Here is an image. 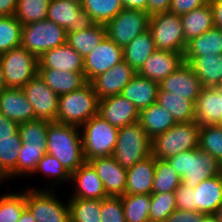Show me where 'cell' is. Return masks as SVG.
<instances>
[{
  "mask_svg": "<svg viewBox=\"0 0 222 222\" xmlns=\"http://www.w3.org/2000/svg\"><path fill=\"white\" fill-rule=\"evenodd\" d=\"M46 153L58 159L70 173L76 171L85 162L80 127L51 122Z\"/></svg>",
  "mask_w": 222,
  "mask_h": 222,
  "instance_id": "cell-1",
  "label": "cell"
},
{
  "mask_svg": "<svg viewBox=\"0 0 222 222\" xmlns=\"http://www.w3.org/2000/svg\"><path fill=\"white\" fill-rule=\"evenodd\" d=\"M166 160L181 177L182 184L191 189L201 181L221 174L222 164L199 148L181 152Z\"/></svg>",
  "mask_w": 222,
  "mask_h": 222,
  "instance_id": "cell-2",
  "label": "cell"
},
{
  "mask_svg": "<svg viewBox=\"0 0 222 222\" xmlns=\"http://www.w3.org/2000/svg\"><path fill=\"white\" fill-rule=\"evenodd\" d=\"M99 99L88 82L84 87L59 96L56 122L81 127L98 115Z\"/></svg>",
  "mask_w": 222,
  "mask_h": 222,
  "instance_id": "cell-3",
  "label": "cell"
},
{
  "mask_svg": "<svg viewBox=\"0 0 222 222\" xmlns=\"http://www.w3.org/2000/svg\"><path fill=\"white\" fill-rule=\"evenodd\" d=\"M152 155V140L139 122L126 125L118 130L113 157L124 168L134 166Z\"/></svg>",
  "mask_w": 222,
  "mask_h": 222,
  "instance_id": "cell-4",
  "label": "cell"
},
{
  "mask_svg": "<svg viewBox=\"0 0 222 222\" xmlns=\"http://www.w3.org/2000/svg\"><path fill=\"white\" fill-rule=\"evenodd\" d=\"M200 124L195 121L176 123L152 139V155L168 159L181 152L198 148Z\"/></svg>",
  "mask_w": 222,
  "mask_h": 222,
  "instance_id": "cell-5",
  "label": "cell"
},
{
  "mask_svg": "<svg viewBox=\"0 0 222 222\" xmlns=\"http://www.w3.org/2000/svg\"><path fill=\"white\" fill-rule=\"evenodd\" d=\"M118 130L101 116L91 117L80 127L85 161L112 156Z\"/></svg>",
  "mask_w": 222,
  "mask_h": 222,
  "instance_id": "cell-6",
  "label": "cell"
},
{
  "mask_svg": "<svg viewBox=\"0 0 222 222\" xmlns=\"http://www.w3.org/2000/svg\"><path fill=\"white\" fill-rule=\"evenodd\" d=\"M65 43L67 31L48 19L23 25L21 45L37 58Z\"/></svg>",
  "mask_w": 222,
  "mask_h": 222,
  "instance_id": "cell-7",
  "label": "cell"
},
{
  "mask_svg": "<svg viewBox=\"0 0 222 222\" xmlns=\"http://www.w3.org/2000/svg\"><path fill=\"white\" fill-rule=\"evenodd\" d=\"M0 64L8 88L22 89L38 74V58L22 45L1 54Z\"/></svg>",
  "mask_w": 222,
  "mask_h": 222,
  "instance_id": "cell-8",
  "label": "cell"
},
{
  "mask_svg": "<svg viewBox=\"0 0 222 222\" xmlns=\"http://www.w3.org/2000/svg\"><path fill=\"white\" fill-rule=\"evenodd\" d=\"M55 190L26 188V208L37 222H70L68 201L62 202Z\"/></svg>",
  "mask_w": 222,
  "mask_h": 222,
  "instance_id": "cell-9",
  "label": "cell"
},
{
  "mask_svg": "<svg viewBox=\"0 0 222 222\" xmlns=\"http://www.w3.org/2000/svg\"><path fill=\"white\" fill-rule=\"evenodd\" d=\"M148 30L157 49L184 55L187 43L180 16L170 12L152 15Z\"/></svg>",
  "mask_w": 222,
  "mask_h": 222,
  "instance_id": "cell-10",
  "label": "cell"
},
{
  "mask_svg": "<svg viewBox=\"0 0 222 222\" xmlns=\"http://www.w3.org/2000/svg\"><path fill=\"white\" fill-rule=\"evenodd\" d=\"M150 16L147 12L123 8L112 20L106 23V36L124 48L135 37L149 29Z\"/></svg>",
  "mask_w": 222,
  "mask_h": 222,
  "instance_id": "cell-11",
  "label": "cell"
},
{
  "mask_svg": "<svg viewBox=\"0 0 222 222\" xmlns=\"http://www.w3.org/2000/svg\"><path fill=\"white\" fill-rule=\"evenodd\" d=\"M47 19L60 25L67 33L87 30L96 24L81 4L68 0H51Z\"/></svg>",
  "mask_w": 222,
  "mask_h": 222,
  "instance_id": "cell-12",
  "label": "cell"
},
{
  "mask_svg": "<svg viewBox=\"0 0 222 222\" xmlns=\"http://www.w3.org/2000/svg\"><path fill=\"white\" fill-rule=\"evenodd\" d=\"M36 119L56 122L59 96L37 74L22 88Z\"/></svg>",
  "mask_w": 222,
  "mask_h": 222,
  "instance_id": "cell-13",
  "label": "cell"
},
{
  "mask_svg": "<svg viewBox=\"0 0 222 222\" xmlns=\"http://www.w3.org/2000/svg\"><path fill=\"white\" fill-rule=\"evenodd\" d=\"M124 60L123 48L107 36L89 53L83 62L88 82Z\"/></svg>",
  "mask_w": 222,
  "mask_h": 222,
  "instance_id": "cell-14",
  "label": "cell"
},
{
  "mask_svg": "<svg viewBox=\"0 0 222 222\" xmlns=\"http://www.w3.org/2000/svg\"><path fill=\"white\" fill-rule=\"evenodd\" d=\"M203 85L189 63L183 62L167 78L159 84V91H167L183 96L187 100L196 101Z\"/></svg>",
  "mask_w": 222,
  "mask_h": 222,
  "instance_id": "cell-15",
  "label": "cell"
},
{
  "mask_svg": "<svg viewBox=\"0 0 222 222\" xmlns=\"http://www.w3.org/2000/svg\"><path fill=\"white\" fill-rule=\"evenodd\" d=\"M136 74L137 71L123 60L106 72L93 78L90 84L98 99L101 100L109 96L119 95Z\"/></svg>",
  "mask_w": 222,
  "mask_h": 222,
  "instance_id": "cell-16",
  "label": "cell"
},
{
  "mask_svg": "<svg viewBox=\"0 0 222 222\" xmlns=\"http://www.w3.org/2000/svg\"><path fill=\"white\" fill-rule=\"evenodd\" d=\"M100 178L107 196L120 197L125 194L127 169L117 163L113 156L88 161Z\"/></svg>",
  "mask_w": 222,
  "mask_h": 222,
  "instance_id": "cell-17",
  "label": "cell"
},
{
  "mask_svg": "<svg viewBox=\"0 0 222 222\" xmlns=\"http://www.w3.org/2000/svg\"><path fill=\"white\" fill-rule=\"evenodd\" d=\"M98 115L117 129L139 120L137 108L121 94L99 100Z\"/></svg>",
  "mask_w": 222,
  "mask_h": 222,
  "instance_id": "cell-18",
  "label": "cell"
},
{
  "mask_svg": "<svg viewBox=\"0 0 222 222\" xmlns=\"http://www.w3.org/2000/svg\"><path fill=\"white\" fill-rule=\"evenodd\" d=\"M183 62L182 54L157 49L148 57L137 74L160 84Z\"/></svg>",
  "mask_w": 222,
  "mask_h": 222,
  "instance_id": "cell-19",
  "label": "cell"
},
{
  "mask_svg": "<svg viewBox=\"0 0 222 222\" xmlns=\"http://www.w3.org/2000/svg\"><path fill=\"white\" fill-rule=\"evenodd\" d=\"M70 182L75 185L70 198L102 200L108 197L98 174L88 161L71 173Z\"/></svg>",
  "mask_w": 222,
  "mask_h": 222,
  "instance_id": "cell-20",
  "label": "cell"
},
{
  "mask_svg": "<svg viewBox=\"0 0 222 222\" xmlns=\"http://www.w3.org/2000/svg\"><path fill=\"white\" fill-rule=\"evenodd\" d=\"M84 58L67 43L50 49L38 58V68L63 72H84Z\"/></svg>",
  "mask_w": 222,
  "mask_h": 222,
  "instance_id": "cell-21",
  "label": "cell"
},
{
  "mask_svg": "<svg viewBox=\"0 0 222 222\" xmlns=\"http://www.w3.org/2000/svg\"><path fill=\"white\" fill-rule=\"evenodd\" d=\"M0 113L17 123L36 120L32 105L18 88L7 87L0 93Z\"/></svg>",
  "mask_w": 222,
  "mask_h": 222,
  "instance_id": "cell-22",
  "label": "cell"
},
{
  "mask_svg": "<svg viewBox=\"0 0 222 222\" xmlns=\"http://www.w3.org/2000/svg\"><path fill=\"white\" fill-rule=\"evenodd\" d=\"M194 211L214 214L222 203V176H213L201 181L193 189Z\"/></svg>",
  "mask_w": 222,
  "mask_h": 222,
  "instance_id": "cell-23",
  "label": "cell"
},
{
  "mask_svg": "<svg viewBox=\"0 0 222 222\" xmlns=\"http://www.w3.org/2000/svg\"><path fill=\"white\" fill-rule=\"evenodd\" d=\"M194 121L200 126L219 125L222 121V97L214 87H203L195 101Z\"/></svg>",
  "mask_w": 222,
  "mask_h": 222,
  "instance_id": "cell-24",
  "label": "cell"
},
{
  "mask_svg": "<svg viewBox=\"0 0 222 222\" xmlns=\"http://www.w3.org/2000/svg\"><path fill=\"white\" fill-rule=\"evenodd\" d=\"M156 158L151 155L127 168L125 194H152Z\"/></svg>",
  "mask_w": 222,
  "mask_h": 222,
  "instance_id": "cell-25",
  "label": "cell"
},
{
  "mask_svg": "<svg viewBox=\"0 0 222 222\" xmlns=\"http://www.w3.org/2000/svg\"><path fill=\"white\" fill-rule=\"evenodd\" d=\"M38 75L58 96L80 89L88 83L84 72H63L52 68H38Z\"/></svg>",
  "mask_w": 222,
  "mask_h": 222,
  "instance_id": "cell-26",
  "label": "cell"
},
{
  "mask_svg": "<svg viewBox=\"0 0 222 222\" xmlns=\"http://www.w3.org/2000/svg\"><path fill=\"white\" fill-rule=\"evenodd\" d=\"M158 91L159 83L136 74L120 94L140 111L156 103Z\"/></svg>",
  "mask_w": 222,
  "mask_h": 222,
  "instance_id": "cell-27",
  "label": "cell"
},
{
  "mask_svg": "<svg viewBox=\"0 0 222 222\" xmlns=\"http://www.w3.org/2000/svg\"><path fill=\"white\" fill-rule=\"evenodd\" d=\"M201 80L203 87H215L222 82V53L200 57H183Z\"/></svg>",
  "mask_w": 222,
  "mask_h": 222,
  "instance_id": "cell-28",
  "label": "cell"
},
{
  "mask_svg": "<svg viewBox=\"0 0 222 222\" xmlns=\"http://www.w3.org/2000/svg\"><path fill=\"white\" fill-rule=\"evenodd\" d=\"M138 122L151 140L176 124L171 113L158 103H153L149 107L140 110Z\"/></svg>",
  "mask_w": 222,
  "mask_h": 222,
  "instance_id": "cell-29",
  "label": "cell"
},
{
  "mask_svg": "<svg viewBox=\"0 0 222 222\" xmlns=\"http://www.w3.org/2000/svg\"><path fill=\"white\" fill-rule=\"evenodd\" d=\"M180 20L186 43L215 27L210 3L181 15Z\"/></svg>",
  "mask_w": 222,
  "mask_h": 222,
  "instance_id": "cell-30",
  "label": "cell"
},
{
  "mask_svg": "<svg viewBox=\"0 0 222 222\" xmlns=\"http://www.w3.org/2000/svg\"><path fill=\"white\" fill-rule=\"evenodd\" d=\"M222 53V30L216 27L187 42L183 57H200Z\"/></svg>",
  "mask_w": 222,
  "mask_h": 222,
  "instance_id": "cell-31",
  "label": "cell"
},
{
  "mask_svg": "<svg viewBox=\"0 0 222 222\" xmlns=\"http://www.w3.org/2000/svg\"><path fill=\"white\" fill-rule=\"evenodd\" d=\"M156 45L149 30L135 37L123 48L124 61L138 71L148 57L156 51Z\"/></svg>",
  "mask_w": 222,
  "mask_h": 222,
  "instance_id": "cell-32",
  "label": "cell"
},
{
  "mask_svg": "<svg viewBox=\"0 0 222 222\" xmlns=\"http://www.w3.org/2000/svg\"><path fill=\"white\" fill-rule=\"evenodd\" d=\"M156 103L170 112L176 123L192 122L195 117V101L167 91H158Z\"/></svg>",
  "mask_w": 222,
  "mask_h": 222,
  "instance_id": "cell-33",
  "label": "cell"
},
{
  "mask_svg": "<svg viewBox=\"0 0 222 222\" xmlns=\"http://www.w3.org/2000/svg\"><path fill=\"white\" fill-rule=\"evenodd\" d=\"M21 146L18 132L12 138H0V179L3 182L17 176V159Z\"/></svg>",
  "mask_w": 222,
  "mask_h": 222,
  "instance_id": "cell-34",
  "label": "cell"
},
{
  "mask_svg": "<svg viewBox=\"0 0 222 222\" xmlns=\"http://www.w3.org/2000/svg\"><path fill=\"white\" fill-rule=\"evenodd\" d=\"M105 37V26L103 24H95L87 30L67 33V44L85 58Z\"/></svg>",
  "mask_w": 222,
  "mask_h": 222,
  "instance_id": "cell-35",
  "label": "cell"
},
{
  "mask_svg": "<svg viewBox=\"0 0 222 222\" xmlns=\"http://www.w3.org/2000/svg\"><path fill=\"white\" fill-rule=\"evenodd\" d=\"M126 222H149L151 194L120 196Z\"/></svg>",
  "mask_w": 222,
  "mask_h": 222,
  "instance_id": "cell-36",
  "label": "cell"
},
{
  "mask_svg": "<svg viewBox=\"0 0 222 222\" xmlns=\"http://www.w3.org/2000/svg\"><path fill=\"white\" fill-rule=\"evenodd\" d=\"M81 7L96 24L105 25L123 8L122 0H83Z\"/></svg>",
  "mask_w": 222,
  "mask_h": 222,
  "instance_id": "cell-37",
  "label": "cell"
},
{
  "mask_svg": "<svg viewBox=\"0 0 222 222\" xmlns=\"http://www.w3.org/2000/svg\"><path fill=\"white\" fill-rule=\"evenodd\" d=\"M70 222H101V200L69 198Z\"/></svg>",
  "mask_w": 222,
  "mask_h": 222,
  "instance_id": "cell-38",
  "label": "cell"
},
{
  "mask_svg": "<svg viewBox=\"0 0 222 222\" xmlns=\"http://www.w3.org/2000/svg\"><path fill=\"white\" fill-rule=\"evenodd\" d=\"M181 183V177L167 160L156 158L152 193H174Z\"/></svg>",
  "mask_w": 222,
  "mask_h": 222,
  "instance_id": "cell-39",
  "label": "cell"
},
{
  "mask_svg": "<svg viewBox=\"0 0 222 222\" xmlns=\"http://www.w3.org/2000/svg\"><path fill=\"white\" fill-rule=\"evenodd\" d=\"M38 173L51 177V181L47 185L48 188H42V190H56L55 187L60 183L70 182L71 173L63 167L58 159L47 153L40 159L31 176Z\"/></svg>",
  "mask_w": 222,
  "mask_h": 222,
  "instance_id": "cell-40",
  "label": "cell"
},
{
  "mask_svg": "<svg viewBox=\"0 0 222 222\" xmlns=\"http://www.w3.org/2000/svg\"><path fill=\"white\" fill-rule=\"evenodd\" d=\"M22 28L14 15L0 16V55L21 45Z\"/></svg>",
  "mask_w": 222,
  "mask_h": 222,
  "instance_id": "cell-41",
  "label": "cell"
},
{
  "mask_svg": "<svg viewBox=\"0 0 222 222\" xmlns=\"http://www.w3.org/2000/svg\"><path fill=\"white\" fill-rule=\"evenodd\" d=\"M51 0H17L14 16L22 25L47 19Z\"/></svg>",
  "mask_w": 222,
  "mask_h": 222,
  "instance_id": "cell-42",
  "label": "cell"
},
{
  "mask_svg": "<svg viewBox=\"0 0 222 222\" xmlns=\"http://www.w3.org/2000/svg\"><path fill=\"white\" fill-rule=\"evenodd\" d=\"M47 145L22 143L17 159V176H31L38 162L46 154Z\"/></svg>",
  "mask_w": 222,
  "mask_h": 222,
  "instance_id": "cell-43",
  "label": "cell"
},
{
  "mask_svg": "<svg viewBox=\"0 0 222 222\" xmlns=\"http://www.w3.org/2000/svg\"><path fill=\"white\" fill-rule=\"evenodd\" d=\"M198 148L222 164V128L219 125L200 126Z\"/></svg>",
  "mask_w": 222,
  "mask_h": 222,
  "instance_id": "cell-44",
  "label": "cell"
},
{
  "mask_svg": "<svg viewBox=\"0 0 222 222\" xmlns=\"http://www.w3.org/2000/svg\"><path fill=\"white\" fill-rule=\"evenodd\" d=\"M26 208V189L0 196V222H17Z\"/></svg>",
  "mask_w": 222,
  "mask_h": 222,
  "instance_id": "cell-45",
  "label": "cell"
},
{
  "mask_svg": "<svg viewBox=\"0 0 222 222\" xmlns=\"http://www.w3.org/2000/svg\"><path fill=\"white\" fill-rule=\"evenodd\" d=\"M50 123L39 119L19 123L18 133L22 143L47 145V130Z\"/></svg>",
  "mask_w": 222,
  "mask_h": 222,
  "instance_id": "cell-46",
  "label": "cell"
},
{
  "mask_svg": "<svg viewBox=\"0 0 222 222\" xmlns=\"http://www.w3.org/2000/svg\"><path fill=\"white\" fill-rule=\"evenodd\" d=\"M150 204V221H167L168 216L177 209L174 193H152Z\"/></svg>",
  "mask_w": 222,
  "mask_h": 222,
  "instance_id": "cell-47",
  "label": "cell"
},
{
  "mask_svg": "<svg viewBox=\"0 0 222 222\" xmlns=\"http://www.w3.org/2000/svg\"><path fill=\"white\" fill-rule=\"evenodd\" d=\"M101 222H126L121 197L108 196L101 200Z\"/></svg>",
  "mask_w": 222,
  "mask_h": 222,
  "instance_id": "cell-48",
  "label": "cell"
},
{
  "mask_svg": "<svg viewBox=\"0 0 222 222\" xmlns=\"http://www.w3.org/2000/svg\"><path fill=\"white\" fill-rule=\"evenodd\" d=\"M174 195L177 209L194 211L193 189L181 183L174 192Z\"/></svg>",
  "mask_w": 222,
  "mask_h": 222,
  "instance_id": "cell-49",
  "label": "cell"
},
{
  "mask_svg": "<svg viewBox=\"0 0 222 222\" xmlns=\"http://www.w3.org/2000/svg\"><path fill=\"white\" fill-rule=\"evenodd\" d=\"M209 3V0H171L169 12L181 16Z\"/></svg>",
  "mask_w": 222,
  "mask_h": 222,
  "instance_id": "cell-50",
  "label": "cell"
},
{
  "mask_svg": "<svg viewBox=\"0 0 222 222\" xmlns=\"http://www.w3.org/2000/svg\"><path fill=\"white\" fill-rule=\"evenodd\" d=\"M202 215L198 211L176 209L168 216L167 222H200Z\"/></svg>",
  "mask_w": 222,
  "mask_h": 222,
  "instance_id": "cell-51",
  "label": "cell"
},
{
  "mask_svg": "<svg viewBox=\"0 0 222 222\" xmlns=\"http://www.w3.org/2000/svg\"><path fill=\"white\" fill-rule=\"evenodd\" d=\"M19 123L0 113V138H12L18 132Z\"/></svg>",
  "mask_w": 222,
  "mask_h": 222,
  "instance_id": "cell-52",
  "label": "cell"
},
{
  "mask_svg": "<svg viewBox=\"0 0 222 222\" xmlns=\"http://www.w3.org/2000/svg\"><path fill=\"white\" fill-rule=\"evenodd\" d=\"M171 0H148L147 1V13L149 16L167 13L169 12V7Z\"/></svg>",
  "mask_w": 222,
  "mask_h": 222,
  "instance_id": "cell-53",
  "label": "cell"
},
{
  "mask_svg": "<svg viewBox=\"0 0 222 222\" xmlns=\"http://www.w3.org/2000/svg\"><path fill=\"white\" fill-rule=\"evenodd\" d=\"M213 10L214 26L222 30V0H209Z\"/></svg>",
  "mask_w": 222,
  "mask_h": 222,
  "instance_id": "cell-54",
  "label": "cell"
},
{
  "mask_svg": "<svg viewBox=\"0 0 222 222\" xmlns=\"http://www.w3.org/2000/svg\"><path fill=\"white\" fill-rule=\"evenodd\" d=\"M17 7V0H0V16L14 15Z\"/></svg>",
  "mask_w": 222,
  "mask_h": 222,
  "instance_id": "cell-55",
  "label": "cell"
},
{
  "mask_svg": "<svg viewBox=\"0 0 222 222\" xmlns=\"http://www.w3.org/2000/svg\"><path fill=\"white\" fill-rule=\"evenodd\" d=\"M148 0H122L124 8L147 12Z\"/></svg>",
  "mask_w": 222,
  "mask_h": 222,
  "instance_id": "cell-56",
  "label": "cell"
},
{
  "mask_svg": "<svg viewBox=\"0 0 222 222\" xmlns=\"http://www.w3.org/2000/svg\"><path fill=\"white\" fill-rule=\"evenodd\" d=\"M17 222H37L30 211L25 208Z\"/></svg>",
  "mask_w": 222,
  "mask_h": 222,
  "instance_id": "cell-57",
  "label": "cell"
},
{
  "mask_svg": "<svg viewBox=\"0 0 222 222\" xmlns=\"http://www.w3.org/2000/svg\"><path fill=\"white\" fill-rule=\"evenodd\" d=\"M200 222H220L217 215L214 214H203Z\"/></svg>",
  "mask_w": 222,
  "mask_h": 222,
  "instance_id": "cell-58",
  "label": "cell"
},
{
  "mask_svg": "<svg viewBox=\"0 0 222 222\" xmlns=\"http://www.w3.org/2000/svg\"><path fill=\"white\" fill-rule=\"evenodd\" d=\"M5 88H7V85H6L5 77H4V74H3V71H2V67H1V64H0V93Z\"/></svg>",
  "mask_w": 222,
  "mask_h": 222,
  "instance_id": "cell-59",
  "label": "cell"
},
{
  "mask_svg": "<svg viewBox=\"0 0 222 222\" xmlns=\"http://www.w3.org/2000/svg\"><path fill=\"white\" fill-rule=\"evenodd\" d=\"M219 219L220 222H222V203L221 205L218 207L217 212L215 213Z\"/></svg>",
  "mask_w": 222,
  "mask_h": 222,
  "instance_id": "cell-60",
  "label": "cell"
},
{
  "mask_svg": "<svg viewBox=\"0 0 222 222\" xmlns=\"http://www.w3.org/2000/svg\"><path fill=\"white\" fill-rule=\"evenodd\" d=\"M216 91L221 95L222 97V82H220L219 84H217L215 87Z\"/></svg>",
  "mask_w": 222,
  "mask_h": 222,
  "instance_id": "cell-61",
  "label": "cell"
},
{
  "mask_svg": "<svg viewBox=\"0 0 222 222\" xmlns=\"http://www.w3.org/2000/svg\"><path fill=\"white\" fill-rule=\"evenodd\" d=\"M68 1H73V2H76V3L82 4L83 0H68Z\"/></svg>",
  "mask_w": 222,
  "mask_h": 222,
  "instance_id": "cell-62",
  "label": "cell"
},
{
  "mask_svg": "<svg viewBox=\"0 0 222 222\" xmlns=\"http://www.w3.org/2000/svg\"><path fill=\"white\" fill-rule=\"evenodd\" d=\"M149 222H167V221H149Z\"/></svg>",
  "mask_w": 222,
  "mask_h": 222,
  "instance_id": "cell-63",
  "label": "cell"
}]
</instances>
